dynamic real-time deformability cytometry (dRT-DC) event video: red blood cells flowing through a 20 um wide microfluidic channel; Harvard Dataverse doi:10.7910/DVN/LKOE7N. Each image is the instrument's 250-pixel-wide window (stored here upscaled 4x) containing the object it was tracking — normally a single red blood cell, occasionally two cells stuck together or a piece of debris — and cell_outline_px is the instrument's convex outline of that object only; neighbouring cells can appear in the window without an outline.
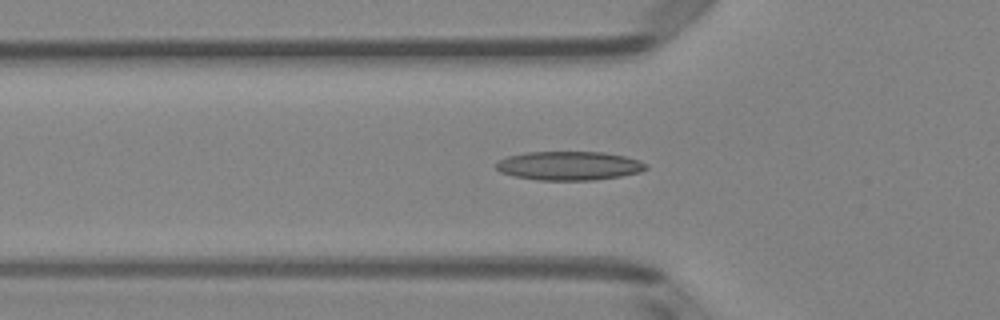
{"species": "Egyptian fruit bat (a non-hibernating species)", "species_latin": "Rousettus aegyptiacus", "temperature_condition": "room temperature", "stored_images_in_passage": 50, "camera_frame_rate_fps": 3000, "um_per_image_px": 0.085, "animal": {"sex": "female"}, "frame": {"image": 1, "passage_image": 17, "time_ms": 5.333, "image_size_px": [1000, 320], "cell_outline_px": [[648, 168], [640, 172], [620, 176], [592, 180], [536, 180], [512, 176], [500, 172], [496, 168], [496, 164], [500, 160], [508, 156], [528, 152], [604, 152], [624, 156], [640, 160], [648, 164]], "centroid_in_image_um": [48.38, 14.09], "position_along_channel_um": 77.4, "area_um2": 25.26}}
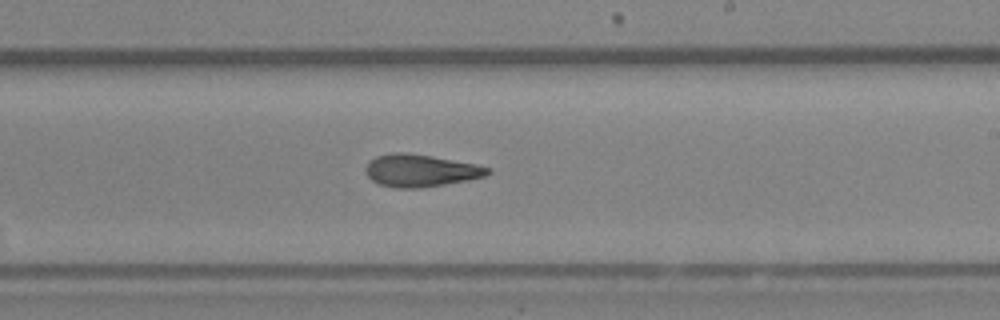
{"frame": {"image": 2, "passage_image": 30, "time_ms": 9.667, "image_size_px": [1000, 320], "cell_outline_px": [[492, 172], [484, 176], [468, 180], [420, 188], [396, 188], [380, 184], [372, 180], [368, 176], [364, 168], [368, 160], [376, 156], [396, 152], [404, 152], [432, 156], [476, 164], [492, 168]], "centroid_in_image_um": [35.74, 14.49], "position_along_channel_um": 253.3, "area_um2": 23.06}}
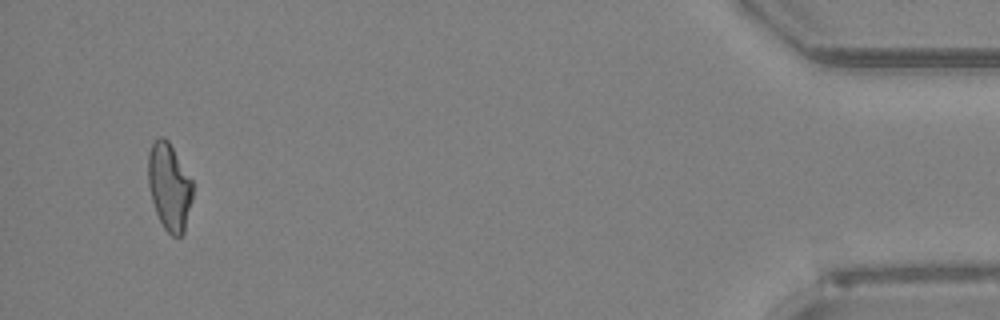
{"frame": {"image": 3, "passage_image": 48, "time_ms": 15.667, "image_size_px": [1000, 320], "cell_outline_px": [[192, 200], [184, 232], [180, 236], [172, 236], [164, 228], [156, 212], [152, 200], [148, 184], [148, 152], [152, 144], [160, 136], [164, 136], [168, 140], [192, 180]], "centroid_in_image_um": [14.38, 15.86], "position_along_channel_um": 420.8, "area_um2": 22.48}, "authors_computed_cell_mechanics": {"area_um2": 23.1778, "velocity_mm_per_s": 4.0658, "shape_relaxation_time_tau1_ms": null, "shape_relaxation_time_tau2_ms": 3.5365, "deformation_change_tau1": null, "deformation_change_tau2": 0.1294}}